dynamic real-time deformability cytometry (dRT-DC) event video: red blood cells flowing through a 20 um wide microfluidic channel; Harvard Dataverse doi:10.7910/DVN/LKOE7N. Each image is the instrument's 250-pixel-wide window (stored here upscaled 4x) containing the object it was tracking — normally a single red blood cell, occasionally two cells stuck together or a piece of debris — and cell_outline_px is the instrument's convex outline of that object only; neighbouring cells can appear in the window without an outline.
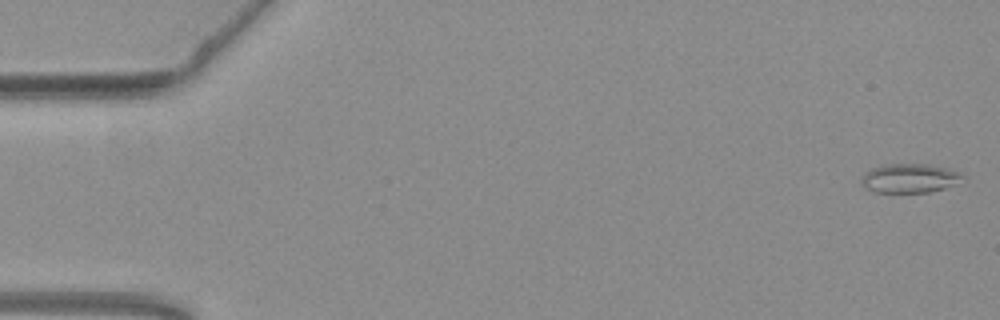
{"species": "common noctule bat (a hibernating species)", "species_latin": "Nyctalus noctula", "temperature_condition": "warm", "stored_images_in_passage": 11, "camera_frame_rate_fps": 3000, "um_per_image_px": 0.085, "animal": {"sex": "female", "body_mass_g": 19.3, "forearm_length_mm": 54.1}, "frame": {"image": 1, "passage_image": 1, "time_ms": 0.0, "image_size_px": [1000, 320], "cell_outline_px": [[968, 176], [944, 188], [928, 192], [872, 192], [864, 188], [860, 184], [860, 176], [872, 168], [884, 164], [928, 164], [948, 168], [960, 172]], "centroid_in_image_um": [77.27, 15.14], "position_along_channel_um": 7.7, "area_um2": 17.34}}